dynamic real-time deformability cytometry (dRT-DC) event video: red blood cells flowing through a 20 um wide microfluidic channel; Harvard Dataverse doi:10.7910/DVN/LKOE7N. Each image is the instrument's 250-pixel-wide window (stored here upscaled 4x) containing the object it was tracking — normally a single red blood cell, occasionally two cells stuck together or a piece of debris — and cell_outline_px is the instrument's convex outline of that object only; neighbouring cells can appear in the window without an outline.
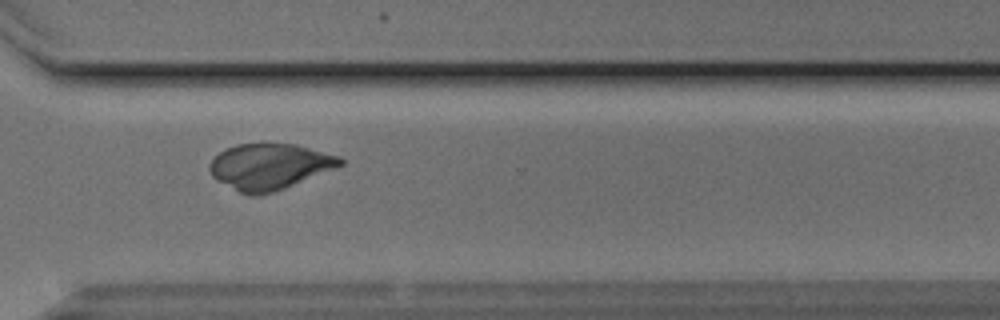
{"species": "Egyptian fruit bat (a non-hibernating species)", "species_latin": "Rousettus aegyptiacus", "temperature_condition": "cold", "stored_images_in_passage": 37, "camera_frame_rate_fps": 3000, "um_per_image_px": 0.085, "animal": {"sex": "male"}, "frame": {"image": 1, "passage_image": 28, "time_ms": 9.0, "image_size_px": [1000, 320], "cell_outline_px": [[344, 164], [336, 168], [284, 188], [272, 192], [256, 196], [248, 196], [216, 180], [212, 176], [208, 168], [208, 164], [224, 148], [236, 144], [296, 144], [340, 156], [344, 160]], "centroid_in_image_um": [22.9, 14.15], "position_along_channel_um": 347.7, "area_um2": 34.91}}
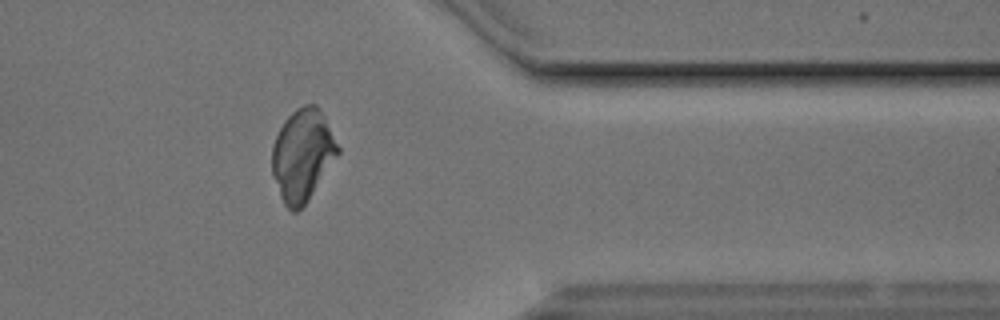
{"frame": {"image": 2, "passage_image": 32, "time_ms": 10.333, "image_size_px": [1000, 320], "cell_outline_px": [[340, 152], [308, 200], [296, 212], [292, 212], [284, 204], [280, 196], [272, 176], [272, 144], [284, 120], [296, 108], [304, 104], [316, 104], [324, 116], [340, 148]], "centroid_in_image_um": [25.7, 13.17], "position_along_channel_um": 385.7, "area_um2": 35.14}}